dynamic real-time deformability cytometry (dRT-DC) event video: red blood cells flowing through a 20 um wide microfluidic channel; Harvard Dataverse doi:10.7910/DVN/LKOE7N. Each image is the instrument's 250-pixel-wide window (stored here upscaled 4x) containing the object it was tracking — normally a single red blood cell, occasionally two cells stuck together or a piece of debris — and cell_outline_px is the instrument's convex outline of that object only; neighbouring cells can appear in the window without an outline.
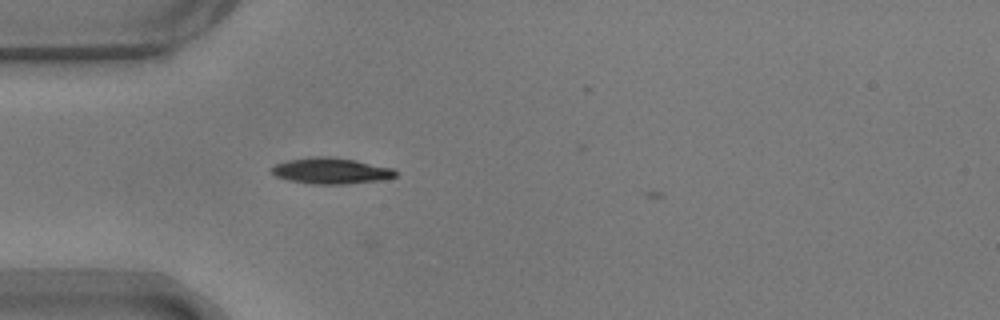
{"species": "common noctule bat (a hibernating species)", "species_latin": "Nyctalus noctula", "temperature_condition": "warm", "stored_images_in_passage": 4, "camera_frame_rate_fps": 3000, "um_per_image_px": 0.085, "animal": {"sex": "male", "body_mass_g": 17.9}, "frame": {"image": 1, "passage_image": 3, "time_ms": 0.667, "image_size_px": [1000, 320], "cell_outline_px": [[396, 176], [380, 180], [344, 184], [312, 184], [288, 180], [276, 176], [272, 172], [272, 168], [276, 164], [288, 160], [316, 156], [328, 156], [356, 160], [392, 168], [396, 172]], "centroid_in_image_um": [28.13, 14.52], "position_along_channel_um": 56.9, "area_um2": 18.61}}